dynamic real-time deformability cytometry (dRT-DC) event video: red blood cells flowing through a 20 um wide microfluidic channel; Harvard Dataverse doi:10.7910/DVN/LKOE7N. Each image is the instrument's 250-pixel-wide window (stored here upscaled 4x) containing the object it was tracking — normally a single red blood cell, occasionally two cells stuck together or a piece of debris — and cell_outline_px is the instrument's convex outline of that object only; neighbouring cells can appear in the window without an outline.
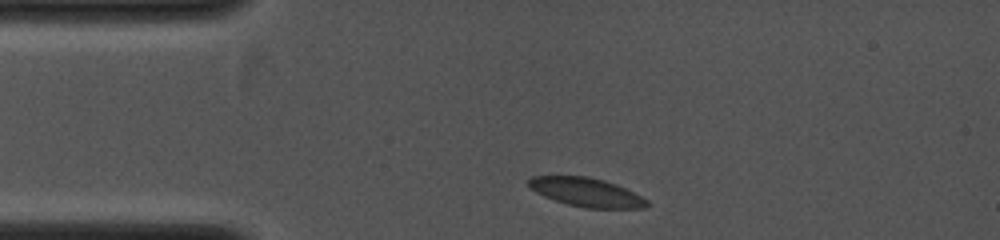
{"species": "common noctule bat (a hibernating species)", "species_latin": "Nyctalus noctula", "temperature_condition": "cold", "stored_images_in_passage": 20, "camera_frame_rate_fps": 4000, "um_per_image_px": 0.085, "animal": {"sex": "female", "body_mass_g": 19.0, "forearm_length_mm": 53.3}, "frame": {"image": 1, "passage_image": 1, "time_ms": 0.0, "image_size_px": [1000, 240], "cell_outline_px": [[652, 204], [644, 208], [584, 208], [568, 204], [544, 196], [528, 188], [528, 180], [532, 176], [588, 176], [604, 180], [616, 184], [648, 200]], "centroid_in_image_um": [49.84, 16.34], "position_along_channel_um": 35.2, "area_um2": 19.83}}
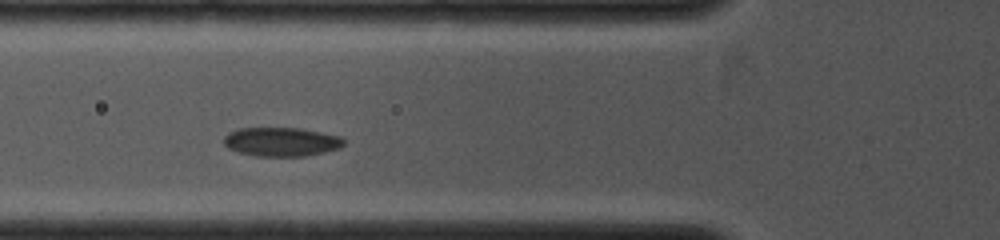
{"frame": {"image": 2, "passage_image": 9, "time_ms": 2.0, "image_size_px": [1000, 240], "cell_outline_px": [[344, 144], [340, 148], [324, 152], [304, 156], [256, 156], [240, 152], [228, 148], [224, 144], [224, 136], [228, 132], [236, 128], [300, 128], [340, 136], [344, 140]], "centroid_in_image_um": [23.9, 12.05], "position_along_channel_um": 101.9, "area_um2": 20.23}}
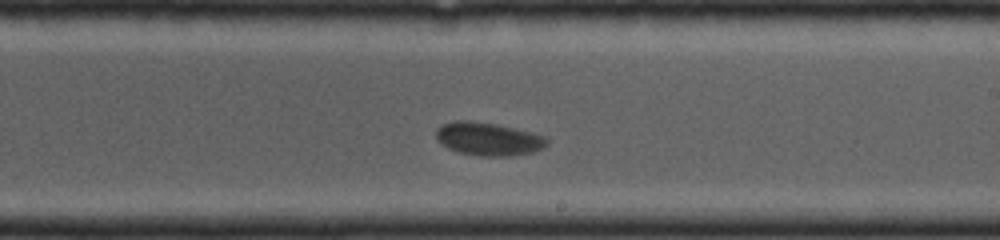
{"frame": {"image": 3, "passage_image": 20, "time_ms": 5.0, "image_size_px": [1000, 240], "cell_outline_px": [[548, 144], [544, 148], [532, 152], [512, 156], [480, 156], [456, 152], [440, 144], [436, 140], [436, 128], [440, 124], [456, 120], [472, 120], [500, 124], [548, 136]], "centroid_in_image_um": [41.5, 11.8], "position_along_channel_um": 247.5, "area_um2": 22.08}}